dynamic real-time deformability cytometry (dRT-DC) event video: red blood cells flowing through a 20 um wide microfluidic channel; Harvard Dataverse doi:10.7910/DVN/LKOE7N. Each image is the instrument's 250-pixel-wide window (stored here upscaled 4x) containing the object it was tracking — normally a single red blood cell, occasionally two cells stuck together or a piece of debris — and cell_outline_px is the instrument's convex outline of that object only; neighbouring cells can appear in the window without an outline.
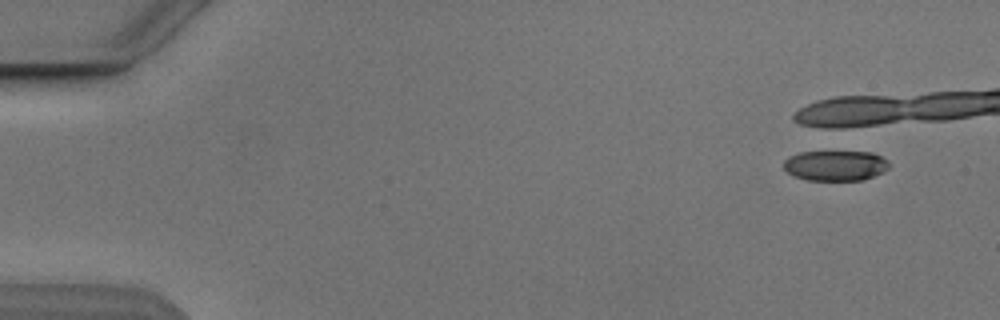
{"species": "Egyptian fruit bat (a non-hibernating species)", "species_latin": "Rousettus aegyptiacus", "temperature_condition": "cold", "stored_images_in_passage": 1, "camera_frame_rate_fps": 3000, "um_per_image_px": 0.085, "animal": {"sex": "male"}, "frame": {"image": 1, "passage_image": 1, "time_ms": 0.0, "image_size_px": [1000, 320], "cell_outline_px": [[888, 168], [872, 176], [860, 180], [808, 180], [796, 176], [788, 172], [784, 168], [784, 160], [788, 156], [800, 152], [872, 152], [888, 160]], "centroid_in_image_um": [70.98, 14.06], "position_along_channel_um": 14.0, "area_um2": 18.32}}